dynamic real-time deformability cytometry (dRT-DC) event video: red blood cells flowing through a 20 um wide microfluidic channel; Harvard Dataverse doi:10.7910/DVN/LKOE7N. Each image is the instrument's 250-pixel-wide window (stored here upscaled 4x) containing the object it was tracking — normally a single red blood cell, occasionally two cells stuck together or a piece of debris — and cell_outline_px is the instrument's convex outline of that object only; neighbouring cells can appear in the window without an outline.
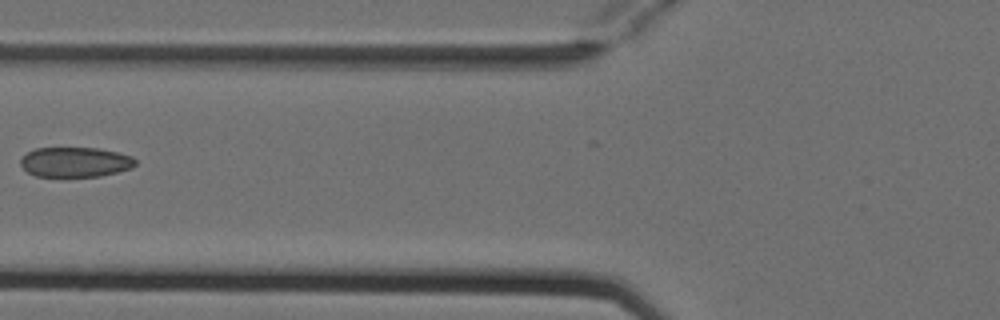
{"species": "Egyptian fruit bat (a non-hibernating species)", "species_latin": "Rousettus aegyptiacus", "temperature_condition": "cold", "stored_images_in_passage": 5, "camera_frame_rate_fps": 3000, "um_per_image_px": 0.085, "animal": {"sex": "female"}, "frame": {"image": 1, "passage_image": 4, "time_ms": 1.0, "image_size_px": [1000, 320], "cell_outline_px": [[136, 164], [132, 168], [100, 176], [64, 180], [36, 176], [28, 172], [20, 164], [20, 160], [28, 152], [36, 148], [96, 148], [116, 152], [132, 156], [136, 160]], "centroid_in_image_um": [6.37, 13.83], "position_along_channel_um": 119.4, "area_um2": 20.75}}
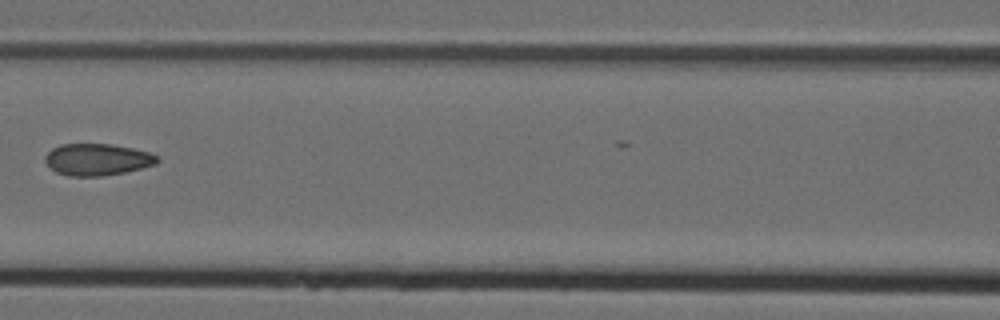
{"frame": {"image": 2, "passage_image": 5, "time_ms": 1.333, "image_size_px": [1000, 320], "cell_outline_px": [[160, 160], [156, 164], [124, 172], [100, 176], [68, 176], [56, 172], [44, 160], [44, 156], [52, 148], [60, 144], [112, 144], [132, 148], [148, 152], [156, 156]], "centroid_in_image_um": [8.24, 13.55], "position_along_channel_um": 158.4, "area_um2": 20.63}}